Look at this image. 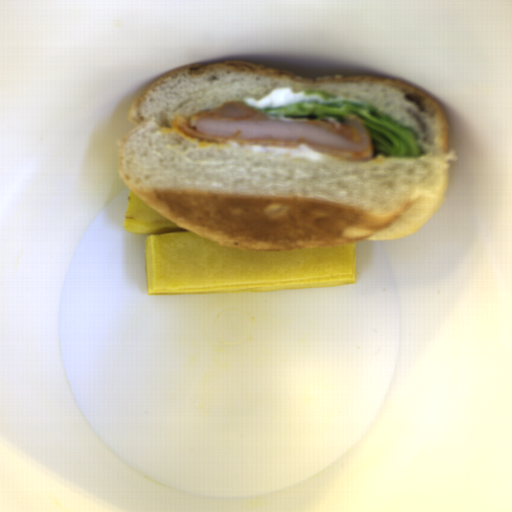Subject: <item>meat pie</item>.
<instances>
[{
  "mask_svg": "<svg viewBox=\"0 0 512 512\" xmlns=\"http://www.w3.org/2000/svg\"><path fill=\"white\" fill-rule=\"evenodd\" d=\"M170 127L198 142L307 145L318 152L362 161L375 154L369 129L355 115L347 117L345 125L320 119L269 117L237 100L190 118L174 116Z\"/></svg>",
  "mask_w": 512,
  "mask_h": 512,
  "instance_id": "1",
  "label": "meat pie"
}]
</instances>
